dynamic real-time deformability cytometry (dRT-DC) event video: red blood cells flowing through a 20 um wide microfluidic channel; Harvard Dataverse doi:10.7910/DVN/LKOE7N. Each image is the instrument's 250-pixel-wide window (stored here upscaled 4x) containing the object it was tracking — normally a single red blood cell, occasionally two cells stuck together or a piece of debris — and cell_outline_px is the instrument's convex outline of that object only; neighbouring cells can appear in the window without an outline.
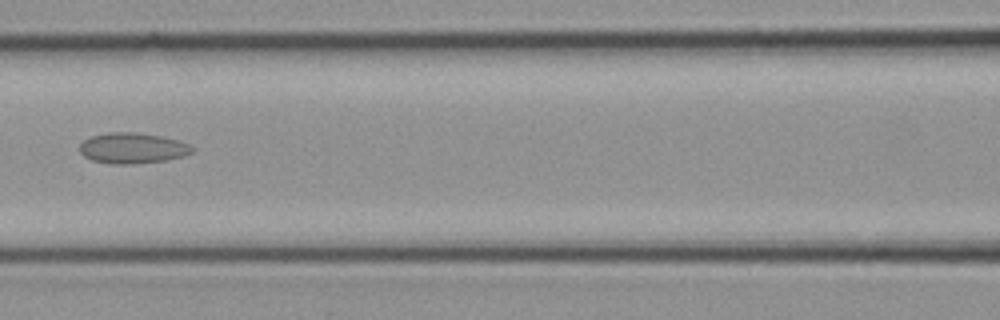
{"species": "common noctule bat (a hibernating species)", "species_latin": "Nyctalus noctula", "temperature_condition": "cold", "stored_images_in_passage": 11, "camera_frame_rate_fps": 3000, "um_per_image_px": 0.085, "animal": {"sex": "female", "body_mass_g": 21.9}, "frame": {"image": 1, "passage_image": 10, "time_ms": 3.0, "image_size_px": [1000, 320], "cell_outline_px": [[196, 148], [192, 152], [184, 156], [168, 160], [132, 164], [112, 164], [92, 160], [84, 156], [80, 152], [80, 144], [84, 140], [92, 136], [108, 132], [140, 132], [180, 140]], "centroid_in_image_um": [11.3, 12.59], "position_along_channel_um": 155.3, "area_um2": 20.29}}